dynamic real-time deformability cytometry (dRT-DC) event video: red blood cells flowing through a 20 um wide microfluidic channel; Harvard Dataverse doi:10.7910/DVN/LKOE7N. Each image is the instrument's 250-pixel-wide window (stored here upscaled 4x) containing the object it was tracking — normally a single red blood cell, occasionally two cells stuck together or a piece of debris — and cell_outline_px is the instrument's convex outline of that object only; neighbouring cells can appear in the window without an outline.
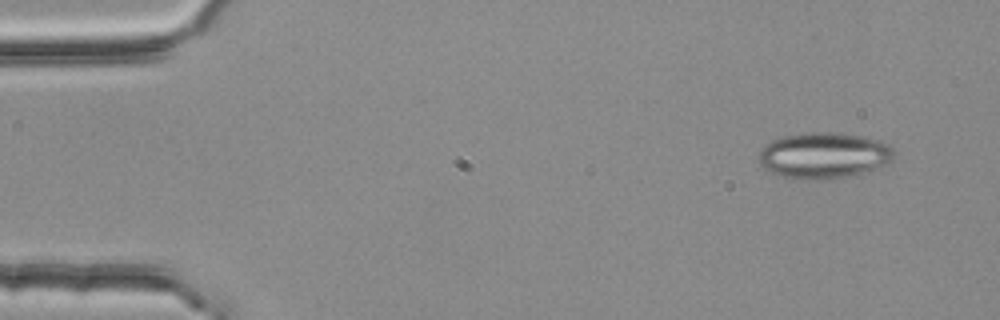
{"species": "common noctule bat (a hibernating species)", "species_latin": "Nyctalus noctula", "temperature_condition": "room temperature", "stored_images_in_passage": 3, "camera_frame_rate_fps": 3000, "um_per_image_px": 0.085, "animal": {"sex": "female", "body_mass_g": 25.1}, "frame": {"image": 1, "passage_image": 1, "time_ms": 0.0, "image_size_px": [1000, 320], "cell_outline_px": [[896, 152], [892, 160], [884, 164], [860, 172], [828, 180], [812, 180], [784, 176], [772, 172], [764, 168], [760, 164], [760, 152], [772, 140], [784, 136], [804, 132], [836, 132], [860, 136], [880, 140], [888, 144]], "centroid_in_image_um": [70.04, 13.19], "position_along_channel_um": 15.0, "area_um2": 35.78}}